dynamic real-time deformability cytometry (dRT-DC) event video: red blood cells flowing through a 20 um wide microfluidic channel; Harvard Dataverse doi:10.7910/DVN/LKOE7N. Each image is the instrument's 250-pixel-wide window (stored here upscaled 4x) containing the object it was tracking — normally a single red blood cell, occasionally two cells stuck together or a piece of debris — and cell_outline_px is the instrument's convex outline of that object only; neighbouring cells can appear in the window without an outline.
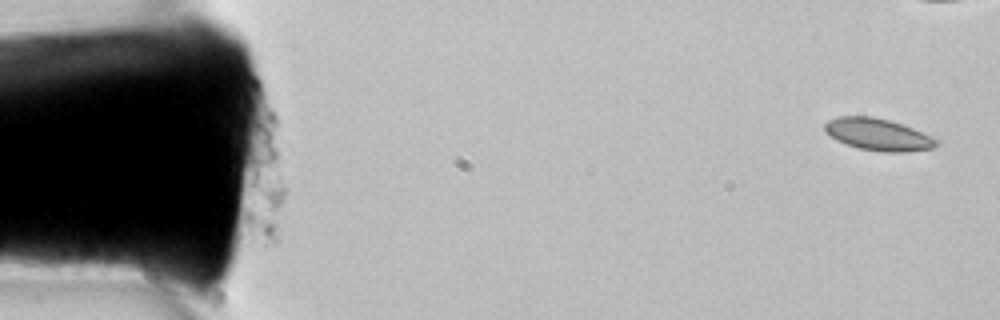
{"species": "common noctule bat (a hibernating species)", "species_latin": "Nyctalus noctula", "temperature_condition": "room temperature", "stored_images_in_passage": 7, "camera_frame_rate_fps": 3000, "um_per_image_px": 0.085, "animal": {"sex": "female", "body_mass_g": 22.7, "forearm_length_mm": 54.2}, "frame": {"image": 1, "passage_image": 1, "time_ms": 0.0, "image_size_px": [1000, 320], "cell_outline_px": [[940, 140], [932, 148], [908, 152], [880, 152], [860, 148], [836, 140], [824, 132], [824, 124], [828, 120], [836, 116], [872, 116], [904, 124], [932, 136]], "centroid_in_image_um": [74.63, 11.42], "position_along_channel_um": 10.4, "area_um2": 20.98}}
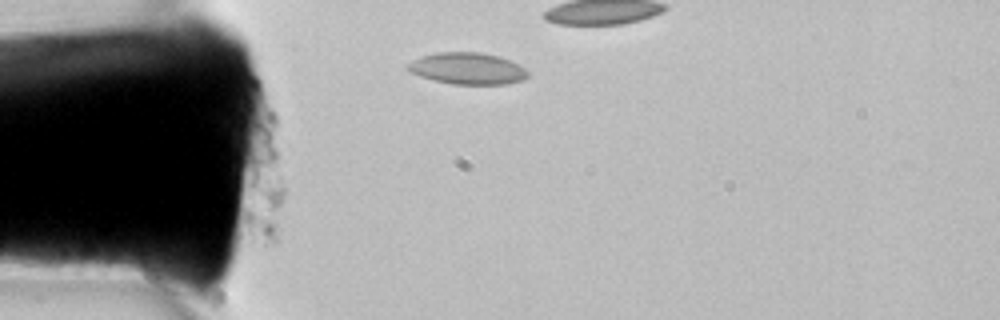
{"frame": {"image": 2, "passage_image": 7, "time_ms": 2.0, "image_size_px": [1000, 320], "cell_outline_px": [[528, 76], [524, 80], [508, 84], [452, 84], [432, 80], [408, 72], [404, 68], [412, 60], [420, 56], [436, 52], [480, 52], [500, 56], [524, 68], [528, 72]], "centroid_in_image_um": [39.69, 5.82], "position_along_channel_um": 45.3, "area_um2": 22.37}}